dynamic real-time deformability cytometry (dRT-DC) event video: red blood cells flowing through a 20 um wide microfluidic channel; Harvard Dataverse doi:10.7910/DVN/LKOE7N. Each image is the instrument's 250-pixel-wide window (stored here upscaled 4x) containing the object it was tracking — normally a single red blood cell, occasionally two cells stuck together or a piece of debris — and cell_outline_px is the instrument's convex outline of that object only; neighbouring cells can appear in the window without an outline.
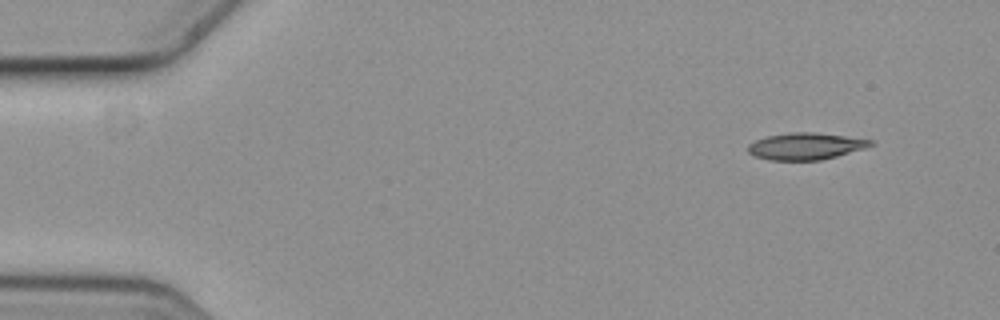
{"species": "common noctule bat (a hibernating species)", "species_latin": "Nyctalus noctula", "temperature_condition": "cold", "stored_images_in_passage": 6, "camera_frame_rate_fps": 3000, "um_per_image_px": 0.085, "animal": {"sex": "female", "body_mass_g": 19.3, "forearm_length_mm": 54.1}, "frame": {"image": 1, "passage_image": 1, "time_ms": 0.0, "image_size_px": [1000, 320], "cell_outline_px": [[876, 144], [864, 148], [836, 156], [820, 160], [768, 160], [752, 156], [748, 152], [748, 144], [756, 140], [768, 136], [788, 132], [816, 132], [876, 140]], "centroid_in_image_um": [68.49, 12.42], "position_along_channel_um": 16.5, "area_um2": 19.31}}
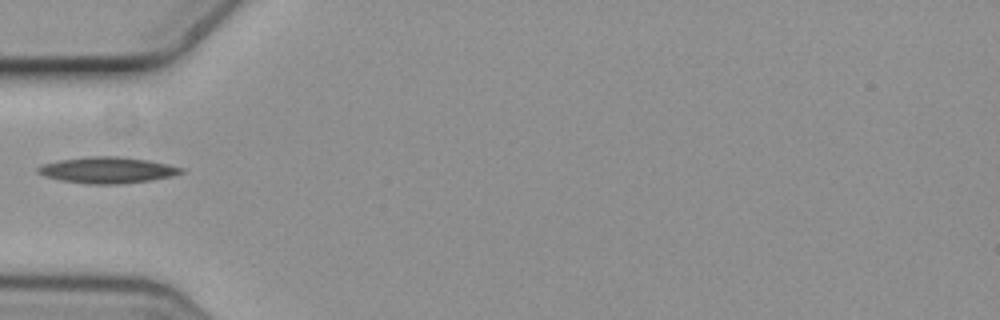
{"frame": {"image": 2, "passage_image": 5, "time_ms": 1.333, "image_size_px": [1000, 320], "cell_outline_px": [[184, 172], [172, 176], [152, 180], [120, 184], [88, 184], [60, 180], [44, 176], [36, 172], [36, 168], [40, 164], [60, 160], [88, 156], [120, 156], [148, 160], [168, 164], [184, 168]], "centroid_in_image_um": [9.11, 14.45], "position_along_channel_um": 75.9, "area_um2": 22.08}}
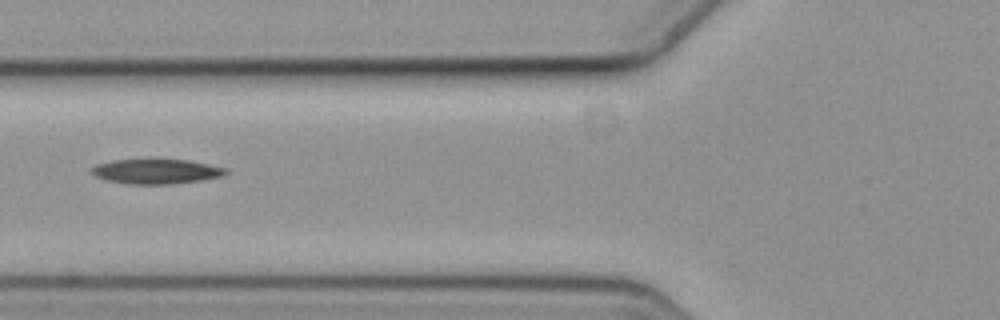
{"frame": {"image": 3, "passage_image": 6, "time_ms": 1.667, "image_size_px": [1000, 320], "cell_outline_px": [[228, 172], [224, 176], [200, 180], [172, 184], [128, 184], [104, 180], [96, 176], [88, 168], [96, 164], [112, 160], [152, 156], [188, 160], [208, 164], [224, 168]], "centroid_in_image_um": [13.21, 14.52], "position_along_channel_um": 112.6, "area_um2": 20.4}}